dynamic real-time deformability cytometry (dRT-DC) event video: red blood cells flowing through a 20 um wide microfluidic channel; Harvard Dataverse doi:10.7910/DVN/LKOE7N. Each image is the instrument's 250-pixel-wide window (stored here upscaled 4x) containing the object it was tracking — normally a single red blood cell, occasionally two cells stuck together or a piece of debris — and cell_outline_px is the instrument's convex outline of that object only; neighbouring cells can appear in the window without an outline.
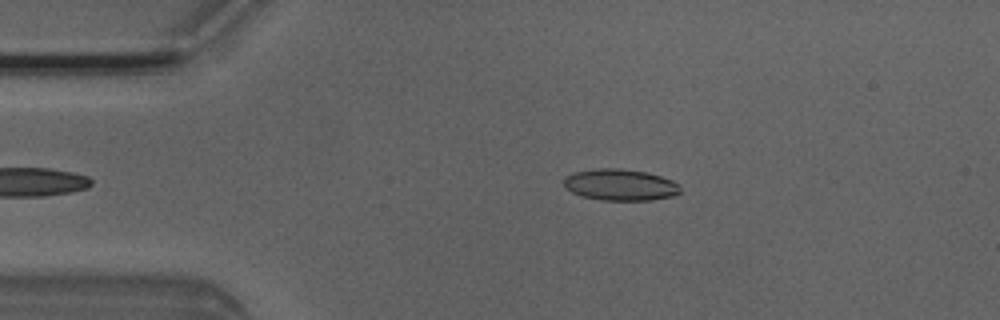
{"species": "Egyptian fruit bat (a non-hibernating species)", "species_latin": "Rousettus aegyptiacus", "temperature_condition": "room temperature", "stored_images_in_passage": 3, "camera_frame_rate_fps": 3000, "um_per_image_px": 0.085, "animal": {"sex": "male"}, "frame": {"image": 1, "passage_image": 2, "time_ms": 0.333, "image_size_px": [1000, 320], "cell_outline_px": [[680, 192], [676, 196], [652, 200], [600, 200], [580, 196], [572, 192], [564, 184], [564, 180], [568, 176], [576, 172], [596, 168], [620, 168], [648, 172], [672, 180], [680, 184]], "centroid_in_image_um": [52.78, 15.71], "position_along_channel_um": 32.2, "area_um2": 21.44}}